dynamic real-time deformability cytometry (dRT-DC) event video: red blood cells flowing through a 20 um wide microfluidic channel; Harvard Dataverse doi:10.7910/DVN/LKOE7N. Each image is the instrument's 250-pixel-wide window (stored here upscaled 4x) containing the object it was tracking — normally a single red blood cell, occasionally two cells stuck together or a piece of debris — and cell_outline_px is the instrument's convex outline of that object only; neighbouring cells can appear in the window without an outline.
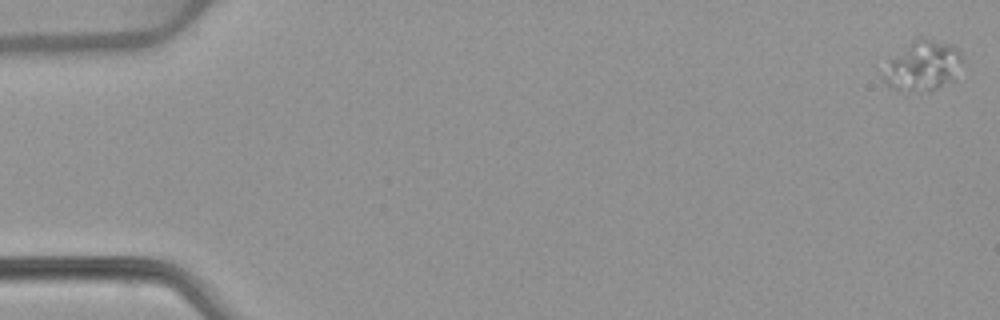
{"species": "common noctule bat (a hibernating species)", "species_latin": "Nyctalus noctula", "temperature_condition": "warm", "stored_images_in_passage": 43, "camera_frame_rate_fps": 3000, "um_per_image_px": 0.085, "animal": {"sex": "female", "body_mass_g": 22.7, "forearm_length_mm": 54.2}, "frame": {"image": 1, "passage_image": 1, "time_ms": 0.0, "image_size_px": [1000, 320], "cell_outline_px": [[964, 60], [952, 80], [928, 92], [896, 92], [888, 88], [880, 76], [892, 60], [916, 36], [924, 36], [952, 44], [960, 52]], "centroid_in_image_um": [78.43, 5.61], "position_along_channel_um": 6.6, "area_um2": 23.41}}
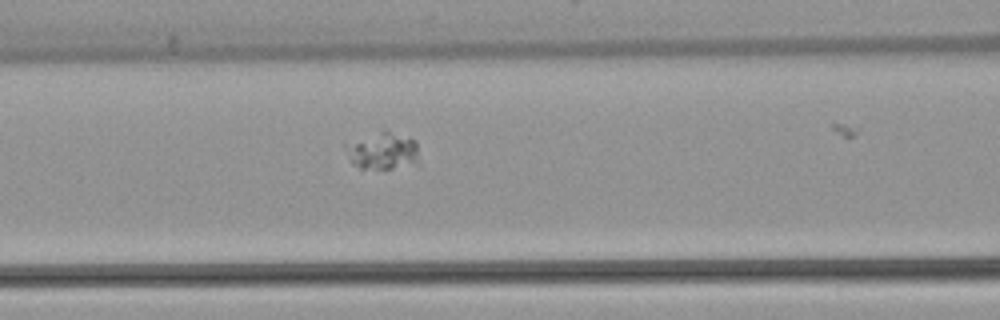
{"frame": {"image": 2, "passage_image": 23, "time_ms": 7.333, "image_size_px": [1000, 320], "cell_outline_px": [[420, 164], [392, 168], [360, 168], [352, 164], [344, 148], [344, 144], [384, 128], [388, 128], [416, 140]], "centroid_in_image_um": [32.56, 12.78], "position_along_channel_um": 134.0, "area_um2": 16.53}}
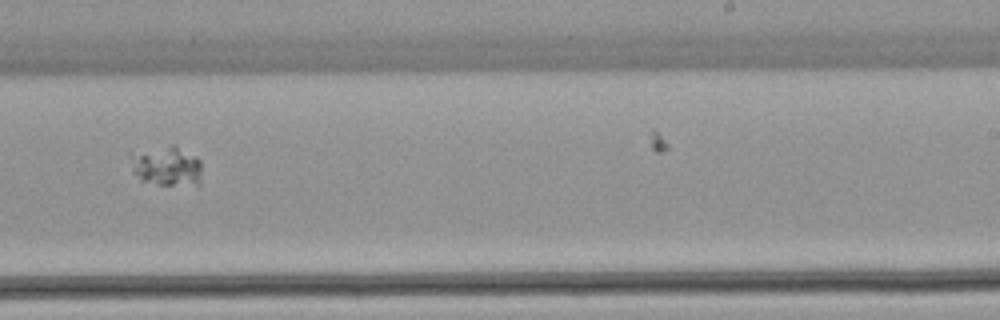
{"frame": {"image": 3, "passage_image": 34, "time_ms": 11.0, "image_size_px": [1000, 320], "cell_outline_px": [[200, 184], [156, 184], [144, 180], [132, 172], [128, 152], [172, 144], [196, 156], [200, 160]], "centroid_in_image_um": [14.1, 14.07], "position_along_channel_um": 274.9, "area_um2": 16.59}}